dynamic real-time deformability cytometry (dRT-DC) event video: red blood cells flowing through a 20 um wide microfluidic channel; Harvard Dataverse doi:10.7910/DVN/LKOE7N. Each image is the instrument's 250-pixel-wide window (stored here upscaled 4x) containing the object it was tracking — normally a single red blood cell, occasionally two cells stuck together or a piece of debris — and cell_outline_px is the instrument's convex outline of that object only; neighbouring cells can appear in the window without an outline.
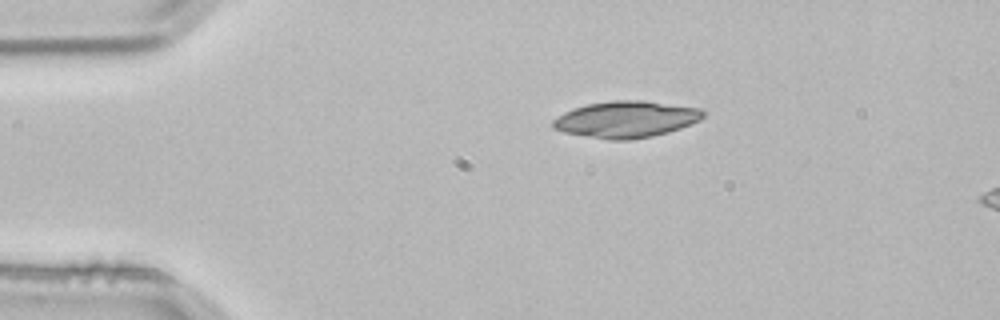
{"species": "common noctule bat (a hibernating species)", "species_latin": "Nyctalus noctula", "temperature_condition": "room temperature", "stored_images_in_passage": 2, "camera_frame_rate_fps": 3000, "um_per_image_px": 0.085, "animal": {"sex": "male", "body_mass_g": 21.5, "forearm_length_mm": 52.0}, "frame": {"image": 1, "passage_image": 1, "time_ms": 0.0, "image_size_px": [1000, 320], "cell_outline_px": [[708, 112], [700, 120], [680, 128], [668, 132], [652, 136], [628, 140], [608, 140], [564, 132], [552, 128], [552, 120], [556, 116], [564, 112], [588, 104], [612, 100], [640, 100], [700, 108]], "centroid_in_image_um": [53.22, 10.14], "position_along_channel_um": 31.8, "area_um2": 31.96}}